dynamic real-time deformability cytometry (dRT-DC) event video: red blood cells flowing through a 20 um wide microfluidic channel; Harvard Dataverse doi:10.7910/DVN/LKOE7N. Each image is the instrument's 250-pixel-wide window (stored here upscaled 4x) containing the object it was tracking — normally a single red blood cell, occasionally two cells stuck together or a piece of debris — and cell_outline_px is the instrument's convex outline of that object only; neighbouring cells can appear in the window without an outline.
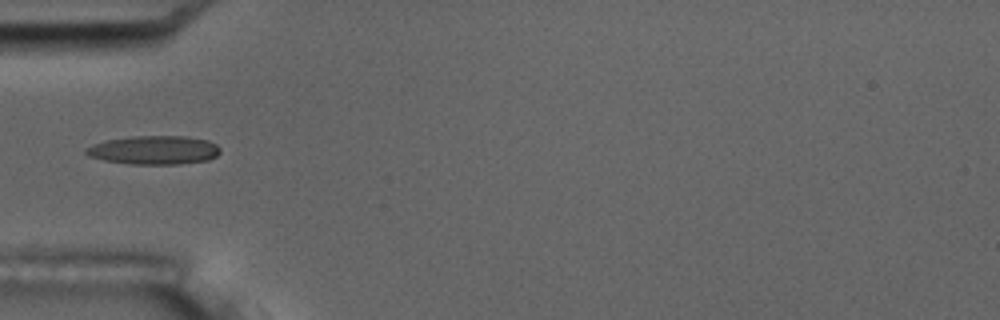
{"species": "common noctule bat (a hibernating species)", "species_latin": "Nyctalus noctula", "temperature_condition": "room temperature", "stored_images_in_passage": 6, "camera_frame_rate_fps": 3000, "um_per_image_px": 0.085, "animal": {"sex": "male", "body_mass_g": 17.5, "forearm_length_mm": 52.3}, "frame": {"image": 1, "passage_image": 2, "time_ms": 1.333, "image_size_px": [1000, 320], "cell_outline_px": [[220, 152], [216, 156], [208, 160], [180, 164], [132, 164], [104, 160], [88, 156], [84, 152], [84, 148], [92, 144], [108, 140], [136, 136], [184, 136], [208, 140], [216, 144], [220, 148]], "centroid_in_image_um": [13.1, 12.76], "position_along_channel_um": 71.9, "area_um2": 22.43}}
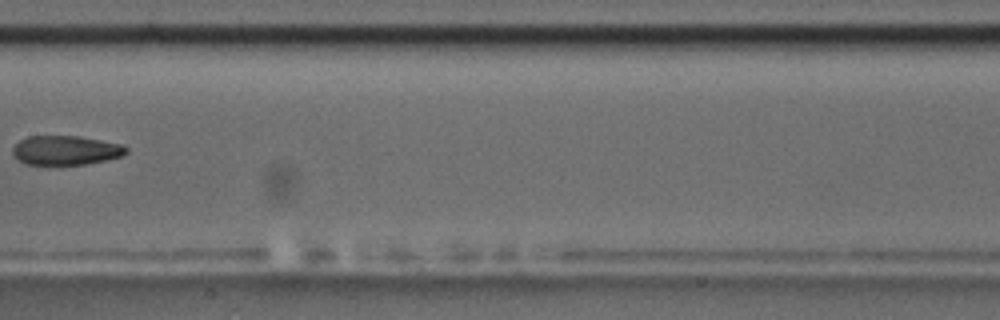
{"frame": {"image": 2, "passage_image": 5, "time_ms": 5.0, "image_size_px": [1000, 320], "cell_outline_px": [[128, 152], [120, 156], [104, 160], [84, 164], [24, 164], [12, 156], [12, 148], [20, 140], [28, 136], [80, 136], [120, 144], [128, 148]], "centroid_in_image_um": [5.54, 12.77], "position_along_channel_um": 201.9, "area_um2": 19.25}}